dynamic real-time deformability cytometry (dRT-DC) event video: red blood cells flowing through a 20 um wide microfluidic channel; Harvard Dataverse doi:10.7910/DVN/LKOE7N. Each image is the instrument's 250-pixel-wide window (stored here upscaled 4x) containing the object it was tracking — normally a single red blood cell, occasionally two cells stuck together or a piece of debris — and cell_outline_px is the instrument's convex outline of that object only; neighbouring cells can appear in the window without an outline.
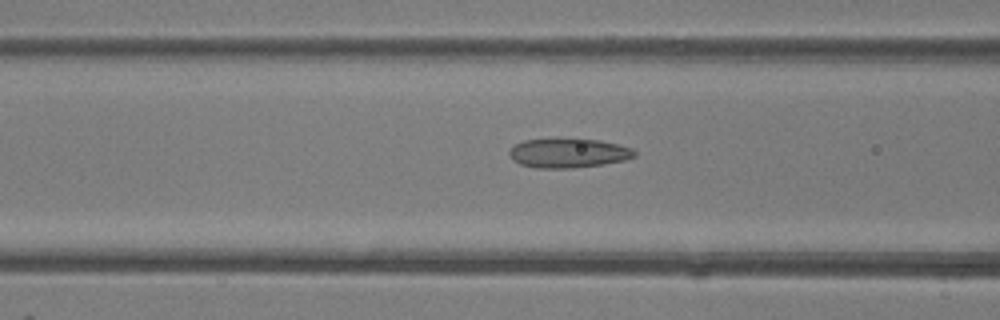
{"species": "common noctule bat (a hibernating species)", "species_latin": "Nyctalus noctula", "temperature_condition": "room temperature", "stored_images_in_passage": 33, "camera_frame_rate_fps": 3000, "um_per_image_px": 0.085, "animal": {"sex": "female"}, "frame": {"image": 1, "passage_image": 5, "time_ms": 1.333, "image_size_px": [1000, 320], "cell_outline_px": [[636, 156], [624, 160], [604, 164], [572, 168], [536, 168], [520, 164], [512, 160], [508, 156], [508, 152], [516, 144], [524, 140], [600, 140], [632, 148], [636, 152]], "centroid_in_image_um": [48.3, 13.04], "position_along_channel_um": 118.3, "area_um2": 21.04}}
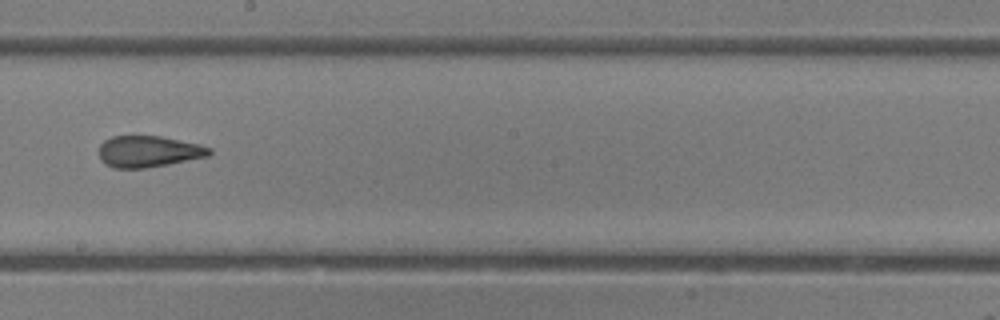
{"frame": {"image": 2, "passage_image": 13, "time_ms": 4.0, "image_size_px": [1000, 320], "cell_outline_px": [[212, 152], [208, 156], [168, 164], [144, 168], [112, 168], [104, 164], [100, 160], [100, 144], [104, 140], [112, 136], [160, 136], [200, 144], [212, 148]], "centroid_in_image_um": [12.61, 12.87], "position_along_channel_um": 235.6, "area_um2": 20.23}}
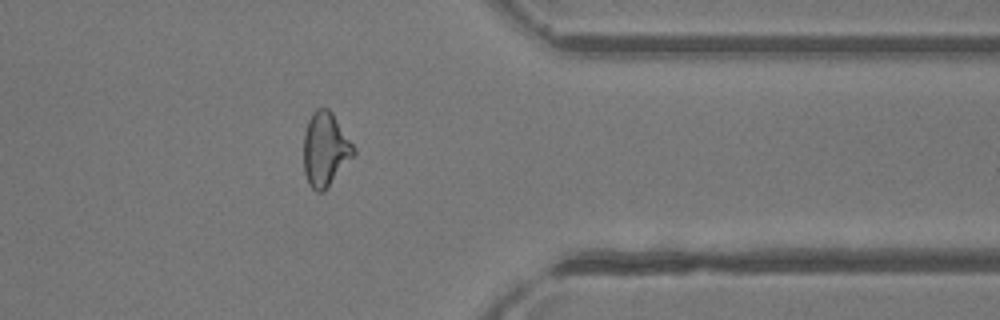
{"frame": {"image": 3, "passage_image": 24, "time_ms": 7.667, "image_size_px": [1000, 320], "cell_outline_px": [[356, 152], [324, 192], [316, 192], [308, 184], [304, 172], [304, 132], [308, 120], [312, 112], [316, 108], [328, 108], [332, 112], [356, 148]], "centroid_in_image_um": [27.64, 12.69], "position_along_channel_um": 383.8, "area_um2": 21.62}, "authors_computed_cell_mechanics": {"area_um2": 21.5016, "velocity_mm_per_s": 4.3978, "shape_relaxation_time_tau1_ms": 8.9942, "shape_relaxation_time_tau2_ms": 1.593, "deformation_change_tau1": 0.2167, "deformation_change_tau2": 0.0947}}